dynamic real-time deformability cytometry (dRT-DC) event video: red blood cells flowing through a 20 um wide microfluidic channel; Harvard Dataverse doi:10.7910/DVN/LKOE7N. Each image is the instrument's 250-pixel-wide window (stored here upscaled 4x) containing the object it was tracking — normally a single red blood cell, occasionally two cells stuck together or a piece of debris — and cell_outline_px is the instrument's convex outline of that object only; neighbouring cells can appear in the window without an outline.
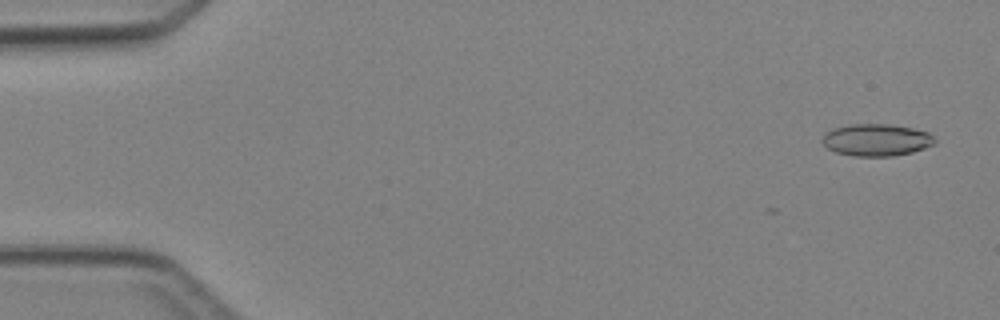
{"species": "Egyptian fruit bat (a non-hibernating species)", "species_latin": "Rousettus aegyptiacus", "temperature_condition": "cold", "stored_images_in_passage": 4, "camera_frame_rate_fps": 3000, "um_per_image_px": 0.085, "animal": {"sex": "female"}, "frame": {"image": 1, "passage_image": 1, "time_ms": 0.0, "image_size_px": [1000, 320], "cell_outline_px": [[936, 144], [912, 152], [892, 156], [852, 156], [836, 152], [828, 148], [820, 140], [824, 132], [832, 128], [852, 124], [892, 124], [912, 128], [928, 132], [936, 140]], "centroid_in_image_um": [74.47, 11.89], "position_along_channel_um": 10.5, "area_um2": 21.21}}
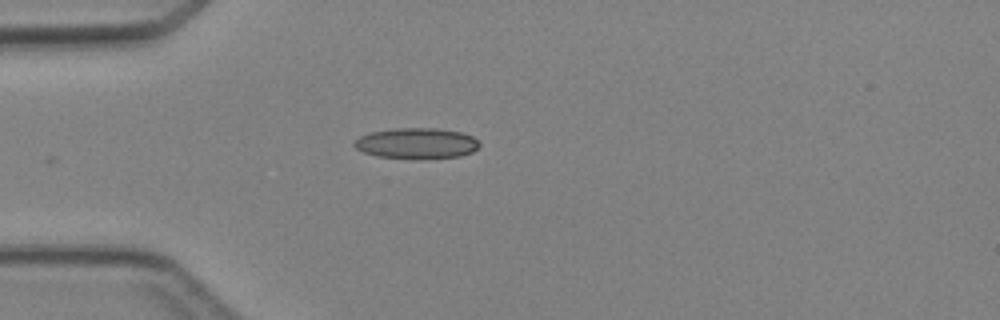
{"frame": {"image": 2, "passage_image": 4, "time_ms": 3.667, "image_size_px": [1000, 320], "cell_outline_px": [[480, 144], [472, 152], [460, 156], [376, 156], [364, 152], [356, 148], [352, 144], [352, 140], [360, 136], [372, 132], [396, 128], [436, 128], [460, 132], [472, 136]], "centroid_in_image_um": [35.37, 12.13], "position_along_channel_um": 49.6, "area_um2": 21.44}}